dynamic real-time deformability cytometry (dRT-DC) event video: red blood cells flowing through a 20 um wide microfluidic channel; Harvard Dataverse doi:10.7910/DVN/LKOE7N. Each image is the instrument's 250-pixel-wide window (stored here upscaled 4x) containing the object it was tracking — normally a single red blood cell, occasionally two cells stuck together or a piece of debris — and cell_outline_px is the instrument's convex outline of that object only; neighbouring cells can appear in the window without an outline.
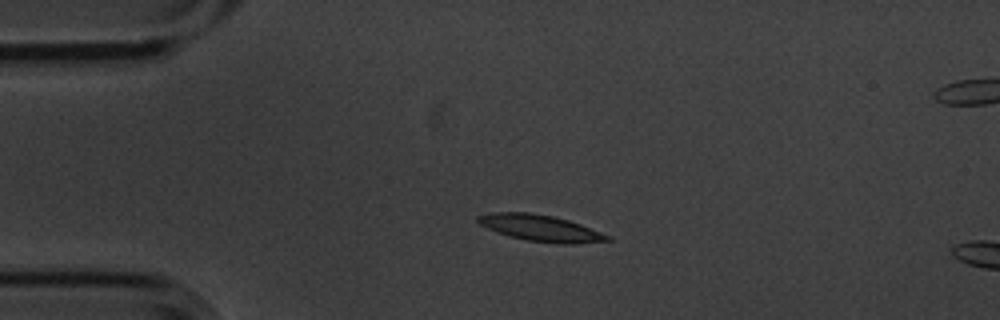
{"species": "common noctule bat (a hibernating species)", "species_latin": "Nyctalus noctula", "temperature_condition": "cold", "stored_images_in_passage": 4, "camera_frame_rate_fps": 3000, "um_per_image_px": 0.085, "animal": {"sex": "male", "body_mass_g": 20.1, "forearm_length_mm": 53.5}, "frame": {"image": 1, "passage_image": 3, "time_ms": 0.667, "image_size_px": [1000, 320], "cell_outline_px": [[612, 240], [572, 244], [560, 244], [528, 240], [508, 236], [488, 228], [480, 224], [476, 220], [476, 216], [496, 212], [528, 212], [552, 216], [568, 220], [580, 224], [612, 236]], "centroid_in_image_um": [45.97, 19.39], "position_along_channel_um": 39.0, "area_um2": 19.77}}